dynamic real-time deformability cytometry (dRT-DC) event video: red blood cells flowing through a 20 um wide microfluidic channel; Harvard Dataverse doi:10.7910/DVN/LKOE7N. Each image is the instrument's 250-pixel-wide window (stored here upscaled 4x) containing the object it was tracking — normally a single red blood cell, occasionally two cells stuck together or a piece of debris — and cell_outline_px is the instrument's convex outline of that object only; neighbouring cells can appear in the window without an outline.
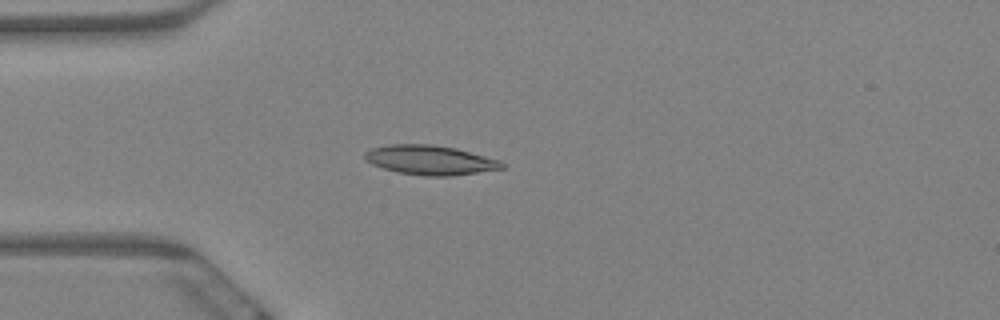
{"species": "Egyptian fruit bat (a non-hibernating species)", "species_latin": "Rousettus aegyptiacus", "temperature_condition": "warm", "stored_images_in_passage": 8, "camera_frame_rate_fps": 3000, "um_per_image_px": 0.085, "animal": {"sex": "female"}, "frame": {"image": 1, "passage_image": 3, "time_ms": 0.667, "image_size_px": [1000, 320], "cell_outline_px": [[504, 168], [452, 176], [424, 176], [396, 172], [372, 164], [364, 160], [364, 152], [372, 148], [388, 144], [432, 144], [456, 148], [500, 160], [504, 164]], "centroid_in_image_um": [36.53, 13.6], "position_along_channel_um": 48.5, "area_um2": 23.64}}
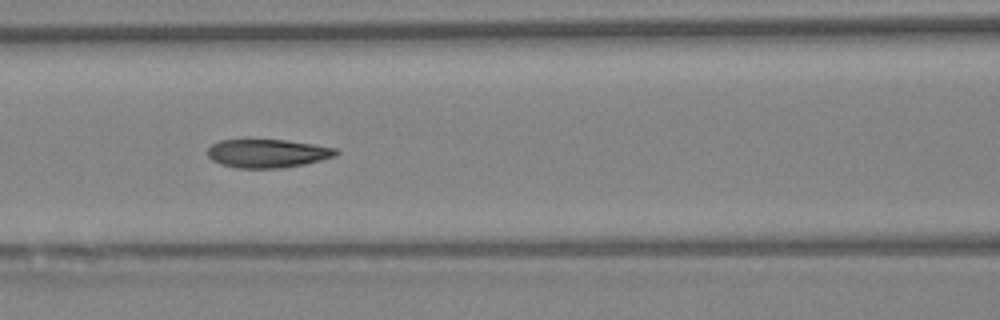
{"frame": {"image": 2, "passage_image": 6, "time_ms": 1.667, "image_size_px": [1000, 320], "cell_outline_px": [[340, 152], [336, 156], [304, 164], [280, 168], [236, 168], [220, 164], [212, 160], [208, 156], [208, 148], [212, 144], [220, 140], [244, 136], [248, 136], [288, 140], [336, 148]], "centroid_in_image_um": [22.67, 12.98], "position_along_channel_um": 143.9, "area_um2": 22.31}}
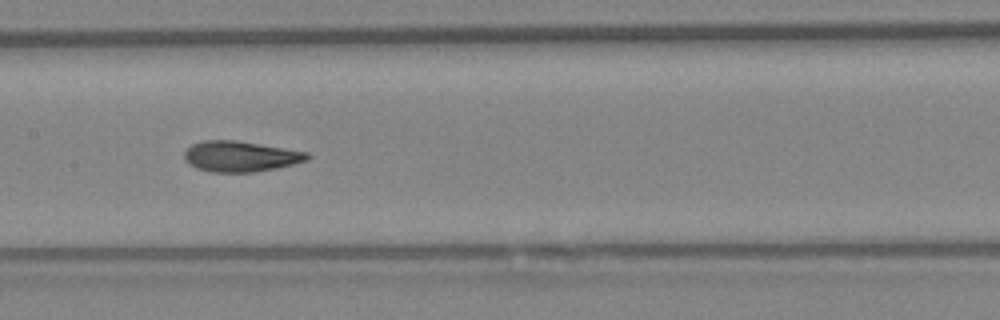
{"frame": {"image": 3, "passage_image": 7, "time_ms": 2.0, "image_size_px": [1000, 320], "cell_outline_px": [[312, 156], [308, 160], [276, 168], [252, 172], [208, 172], [196, 168], [188, 164], [184, 160], [184, 152], [192, 144], [204, 140], [236, 140], [308, 152]], "centroid_in_image_um": [20.41, 13.29], "position_along_channel_um": 187.0, "area_um2": 22.02}}